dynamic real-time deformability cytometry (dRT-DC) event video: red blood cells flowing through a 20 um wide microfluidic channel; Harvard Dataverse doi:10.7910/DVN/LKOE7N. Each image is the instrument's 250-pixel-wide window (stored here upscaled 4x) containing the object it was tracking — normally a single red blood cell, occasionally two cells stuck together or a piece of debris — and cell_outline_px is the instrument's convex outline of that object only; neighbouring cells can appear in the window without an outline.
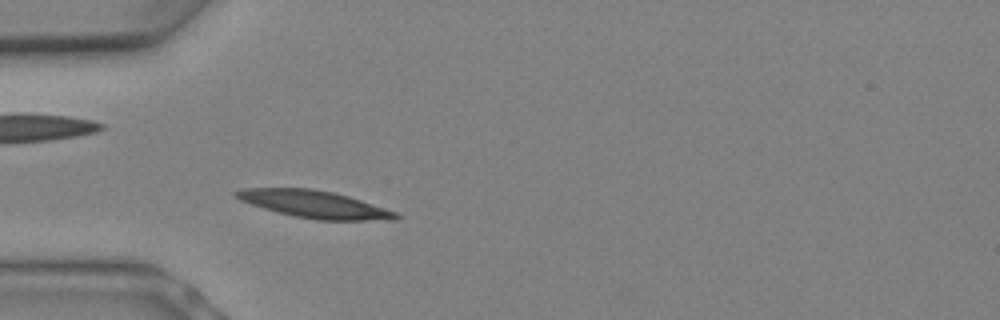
{"species": "Egyptian fruit bat (a non-hibernating species)", "species_latin": "Rousettus aegyptiacus", "temperature_condition": "warm", "stored_images_in_passage": 3, "camera_frame_rate_fps": 3000, "um_per_image_px": 0.085, "animal": {"sex": "female"}, "frame": {"image": 1, "passage_image": 3, "time_ms": 0.667, "image_size_px": [1000, 320], "cell_outline_px": [[400, 216], [396, 220], [316, 220], [276, 212], [240, 200], [232, 196], [232, 192], [244, 188], [312, 188], [332, 192], [348, 196], [396, 212]], "centroid_in_image_um": [26.68, 17.36], "position_along_channel_um": 58.3, "area_um2": 25.26}}